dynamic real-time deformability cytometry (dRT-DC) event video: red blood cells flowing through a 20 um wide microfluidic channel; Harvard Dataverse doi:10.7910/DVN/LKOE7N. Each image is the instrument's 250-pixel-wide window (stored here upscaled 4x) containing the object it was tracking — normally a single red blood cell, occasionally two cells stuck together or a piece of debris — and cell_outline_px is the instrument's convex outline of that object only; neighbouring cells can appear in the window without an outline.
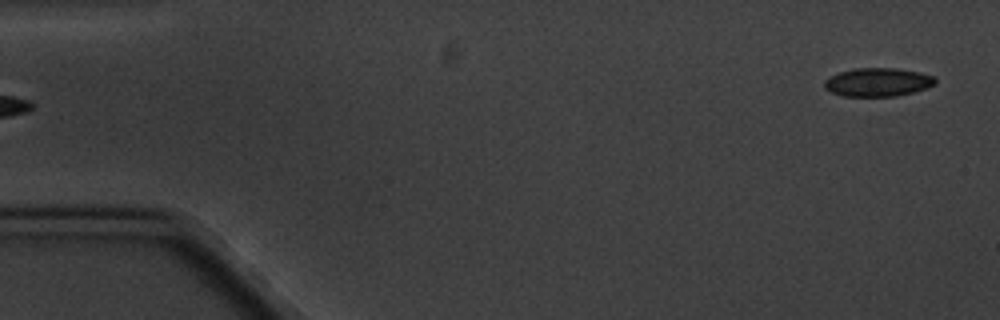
{"species": "common noctule bat (a hibernating species)", "species_latin": "Nyctalus noctula", "temperature_condition": "cold", "stored_images_in_passage": 5, "segment_of_instrument_passage": [2, 2], "camera_frame_rate_fps": 3000, "um_per_image_px": 0.085, "animal": {"sex": "male", "body_mass_g": 20.1, "forearm_length_mm": 53.5}, "frame": {"image": 1, "passage_image": 5, "time_ms": 4.667, "image_size_px": [1000, 320], "cell_outline_px": [[936, 84], [912, 92], [896, 96], [844, 96], [832, 92], [824, 88], [824, 80], [828, 76], [852, 68], [896, 68], [920, 72], [936, 76]], "centroid_in_image_um": [74.6, 6.97], "position_along_channel_um": 10.4, "area_um2": 18.5}}